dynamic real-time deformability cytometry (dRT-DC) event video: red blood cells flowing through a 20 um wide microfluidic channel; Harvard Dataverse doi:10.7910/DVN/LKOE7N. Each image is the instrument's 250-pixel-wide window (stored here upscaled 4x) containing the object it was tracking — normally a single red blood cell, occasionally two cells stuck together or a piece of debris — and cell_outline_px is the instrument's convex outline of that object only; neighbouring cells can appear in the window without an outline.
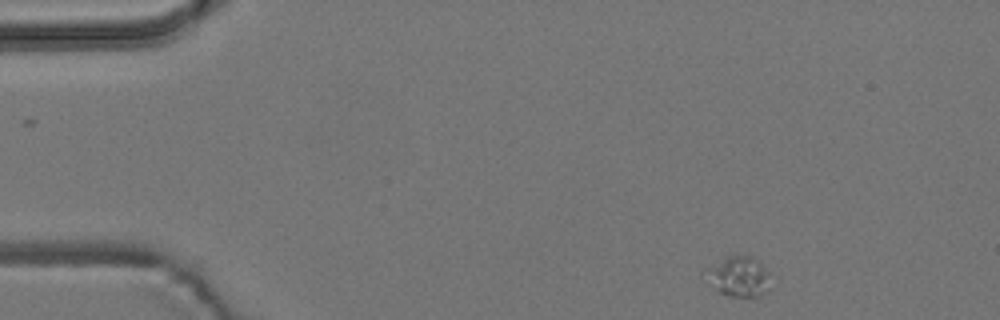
{"species": "common noctule bat (a hibernating species)", "species_latin": "Nyctalus noctula", "temperature_condition": "room temperature", "stored_images_in_passage": 3, "camera_frame_rate_fps": 3000, "um_per_image_px": 0.085, "animal": {"sex": "male", "body_mass_g": 19.2, "forearm_length_mm": 51.8}, "frame": {"image": 1, "passage_image": 1, "time_ms": 0.0, "image_size_px": [1000, 320], "cell_outline_px": [[768, 292], [760, 296], [728, 296], [720, 292], [700, 272], [704, 268], [728, 256], [752, 256], [768, 272]], "centroid_in_image_um": [62.73, 23.5], "position_along_channel_um": 22.3, "area_um2": 15.03}}